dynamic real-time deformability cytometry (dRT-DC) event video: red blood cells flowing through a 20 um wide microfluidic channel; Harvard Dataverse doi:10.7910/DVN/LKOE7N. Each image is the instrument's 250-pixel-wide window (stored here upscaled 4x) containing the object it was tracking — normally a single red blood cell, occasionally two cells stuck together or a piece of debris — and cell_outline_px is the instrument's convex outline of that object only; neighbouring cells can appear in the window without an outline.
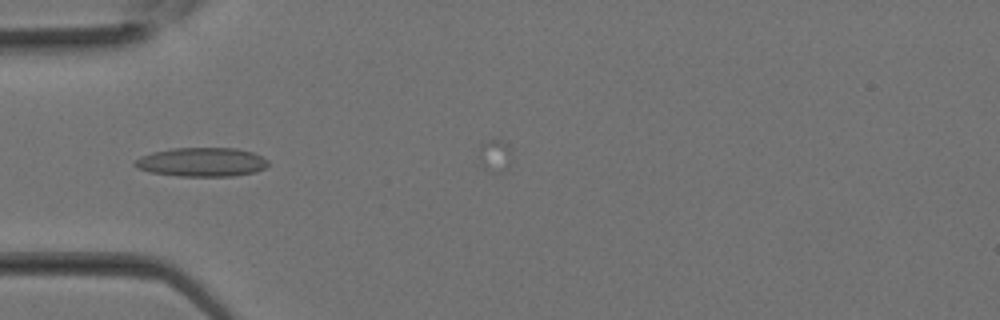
{"species": "Egyptian fruit bat (a non-hibernating species)", "species_latin": "Rousettus aegyptiacus", "temperature_condition": "room temperature", "stored_images_in_passage": 16, "camera_frame_rate_fps": 3000, "um_per_image_px": 0.085, "animal": {"sex": "female"}, "frame": {"image": 1, "passage_image": 10, "time_ms": 3.0, "image_size_px": [1000, 320], "cell_outline_px": [[268, 164], [264, 168], [256, 172], [232, 176], [176, 176], [152, 172], [136, 168], [132, 164], [132, 160], [140, 156], [152, 152], [172, 148], [236, 148], [252, 152], [268, 160]], "centroid_in_image_um": [17.1, 13.77], "position_along_channel_um": 67.9, "area_um2": 22.66}}
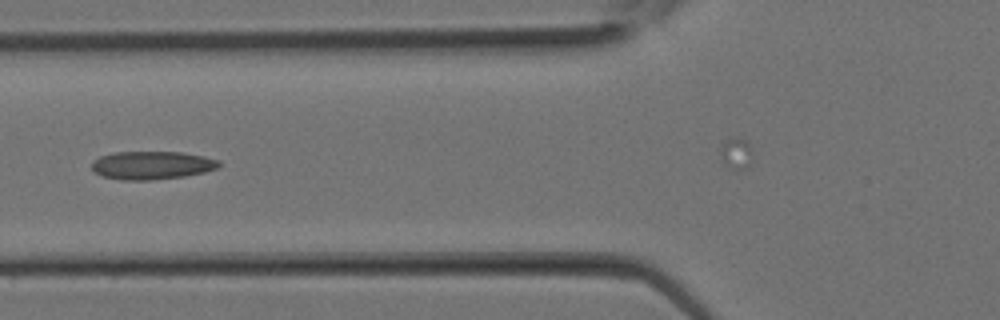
{"frame": {"image": 2, "passage_image": 12, "time_ms": 3.667, "image_size_px": [1000, 320], "cell_outline_px": [[220, 164], [216, 168], [204, 172], [184, 176], [152, 180], [120, 180], [104, 176], [96, 172], [92, 168], [92, 160], [100, 156], [116, 152], [184, 152], [204, 156], [220, 160]], "centroid_in_image_um": [12.92, 14.04], "position_along_channel_um": 112.9, "area_um2": 20.87}}
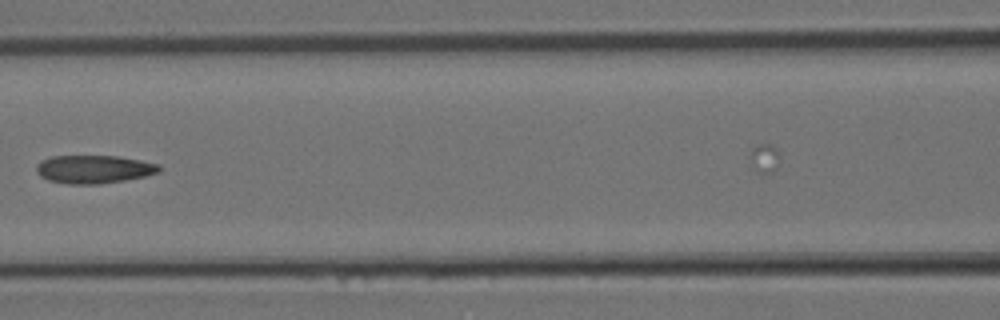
{"frame": {"image": 3, "passage_image": 14, "time_ms": 4.333, "image_size_px": [1000, 320], "cell_outline_px": [[160, 172], [144, 176], [124, 180], [100, 184], [68, 184], [48, 180], [40, 176], [36, 172], [36, 164], [40, 160], [52, 156], [116, 156], [160, 164]], "centroid_in_image_um": [7.94, 14.38], "position_along_channel_um": 158.7, "area_um2": 20.17}}